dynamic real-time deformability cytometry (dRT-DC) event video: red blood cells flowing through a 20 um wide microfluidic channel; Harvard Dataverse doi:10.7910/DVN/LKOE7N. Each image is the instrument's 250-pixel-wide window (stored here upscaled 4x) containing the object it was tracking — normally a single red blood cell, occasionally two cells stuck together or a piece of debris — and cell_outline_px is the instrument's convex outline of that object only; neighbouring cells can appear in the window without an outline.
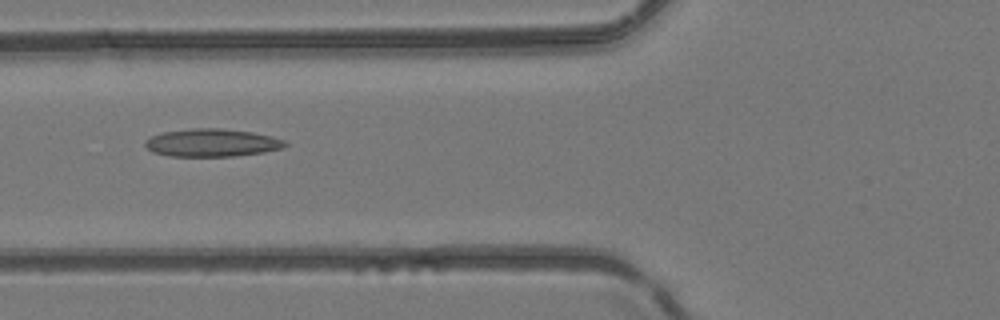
{"species": "common noctule bat (a hibernating species)", "species_latin": "Nyctalus noctula", "temperature_condition": "room temperature", "stored_images_in_passage": 7, "camera_frame_rate_fps": 3000, "um_per_image_px": 0.085, "animal": {"sex": "female", "body_mass_g": 24.6, "forearm_length_mm": 56.2}, "frame": {"image": 1, "passage_image": 6, "time_ms": 6.0, "image_size_px": [1000, 320], "cell_outline_px": [[288, 144], [280, 148], [264, 152], [232, 156], [168, 156], [152, 152], [144, 144], [144, 140], [160, 132], [192, 128], [220, 128], [252, 132], [272, 136], [284, 140]], "centroid_in_image_um": [17.97, 12.12], "position_along_channel_um": 107.8, "area_um2": 22.72}}
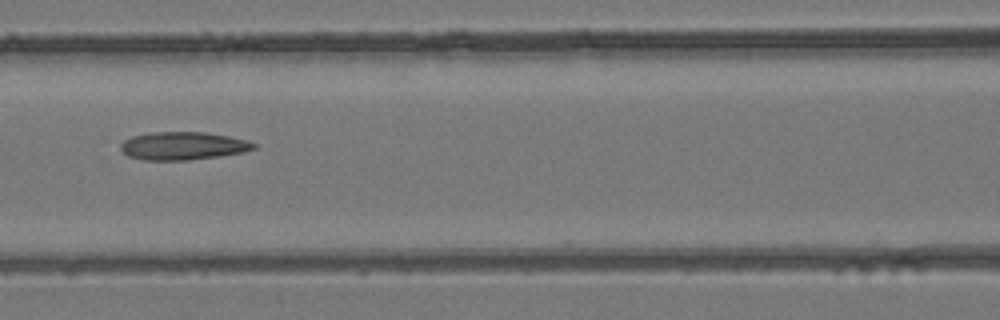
{"frame": {"image": 2, "passage_image": 7, "time_ms": 7.0, "image_size_px": [1000, 320], "cell_outline_px": [[256, 148], [244, 152], [220, 156], [188, 160], [144, 160], [128, 156], [120, 148], [120, 144], [124, 140], [132, 136], [148, 132], [204, 132], [228, 136], [248, 140], [256, 144]], "centroid_in_image_um": [15.55, 12.39], "position_along_channel_um": 151.0, "area_um2": 21.79}}